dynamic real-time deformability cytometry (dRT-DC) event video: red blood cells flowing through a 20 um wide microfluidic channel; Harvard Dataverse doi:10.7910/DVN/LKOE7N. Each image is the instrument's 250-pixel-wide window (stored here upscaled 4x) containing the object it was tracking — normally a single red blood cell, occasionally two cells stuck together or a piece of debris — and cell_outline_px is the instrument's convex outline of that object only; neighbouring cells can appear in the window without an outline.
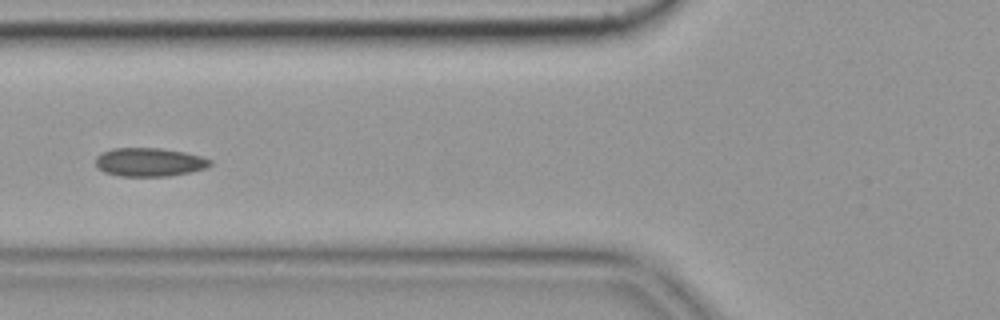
{"species": "common noctule bat (a hibernating species)", "species_latin": "Nyctalus noctula", "temperature_condition": "cold", "stored_images_in_passage": 8, "camera_frame_rate_fps": 3000, "um_per_image_px": 0.085, "animal": {"sex": "female", "body_mass_g": 19.9}, "frame": {"image": 1, "passage_image": 7, "time_ms": 2.0, "image_size_px": [1000, 320], "cell_outline_px": [[212, 164], [208, 168], [168, 176], [120, 176], [104, 172], [96, 164], [96, 156], [112, 148], [160, 148], [184, 152], [200, 156], [212, 160]], "centroid_in_image_um": [12.72, 13.78], "position_along_channel_um": 113.1, "area_um2": 18.96}}